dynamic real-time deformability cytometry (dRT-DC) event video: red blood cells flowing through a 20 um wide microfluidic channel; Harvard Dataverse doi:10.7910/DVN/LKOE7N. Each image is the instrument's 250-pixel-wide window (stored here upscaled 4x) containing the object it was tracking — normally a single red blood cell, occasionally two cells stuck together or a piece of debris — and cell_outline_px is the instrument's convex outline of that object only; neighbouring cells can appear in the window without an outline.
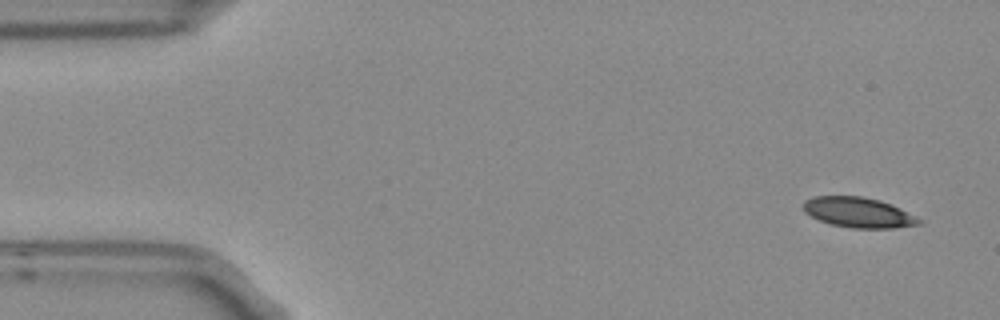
{"species": "Egyptian fruit bat (a non-hibernating species)", "species_latin": "Rousettus aegyptiacus", "temperature_condition": "room temperature", "stored_images_in_passage": 4, "camera_frame_rate_fps": 3000, "um_per_image_px": 0.085, "frame": {"image": 1, "passage_image": 1, "time_ms": 0.0, "image_size_px": [1000, 320], "cell_outline_px": [[924, 220], [920, 224], [892, 228], [852, 228], [832, 224], [820, 220], [804, 212], [804, 200], [812, 196], [860, 196], [880, 200], [900, 208]], "centroid_in_image_um": [72.98, 18.05], "position_along_channel_um": 12.0, "area_um2": 20.29}}
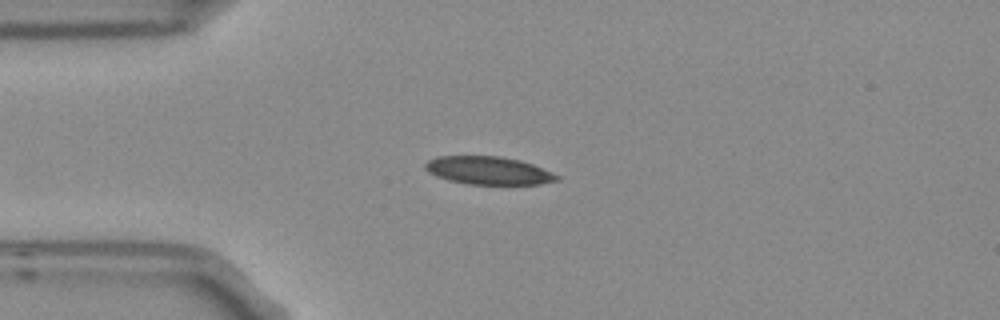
{"frame": {"image": 2, "passage_image": 4, "time_ms": 1.0, "image_size_px": [1000, 320], "cell_outline_px": [[560, 180], [540, 184], [468, 184], [448, 180], [436, 176], [428, 172], [424, 168], [424, 164], [428, 160], [436, 156], [500, 156], [520, 160], [532, 164], [552, 172], [560, 176]], "centroid_in_image_um": [41.5, 14.49], "position_along_channel_um": 43.5, "area_um2": 21.56}}